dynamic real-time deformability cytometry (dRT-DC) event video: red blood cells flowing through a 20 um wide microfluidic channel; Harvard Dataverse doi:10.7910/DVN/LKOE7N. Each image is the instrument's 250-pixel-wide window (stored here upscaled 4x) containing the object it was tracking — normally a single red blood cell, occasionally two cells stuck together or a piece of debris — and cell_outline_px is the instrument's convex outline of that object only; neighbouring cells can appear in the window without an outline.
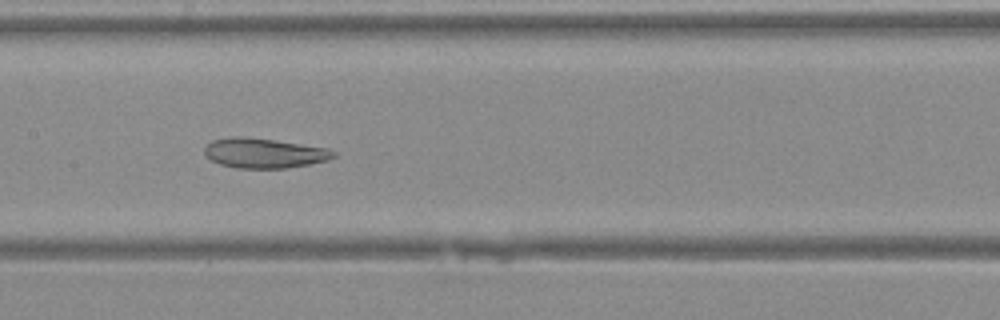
{"species": "Egyptian fruit bat (a non-hibernating species)", "species_latin": "Rousettus aegyptiacus", "temperature_condition": "warm", "stored_images_in_passage": 43, "camera_frame_rate_fps": 3000, "um_per_image_px": 0.085, "animal": {"sex": "female"}, "frame": {"image": 1, "passage_image": 22, "time_ms": 7.0, "image_size_px": [1000, 320], "cell_outline_px": [[336, 156], [328, 160], [308, 164], [284, 168], [236, 168], [220, 164], [212, 160], [204, 152], [204, 148], [212, 140], [232, 136], [240, 136], [276, 140], [328, 148], [336, 152]], "centroid_in_image_um": [22.46, 13.0], "position_along_channel_um": 184.9, "area_um2": 22.37}}
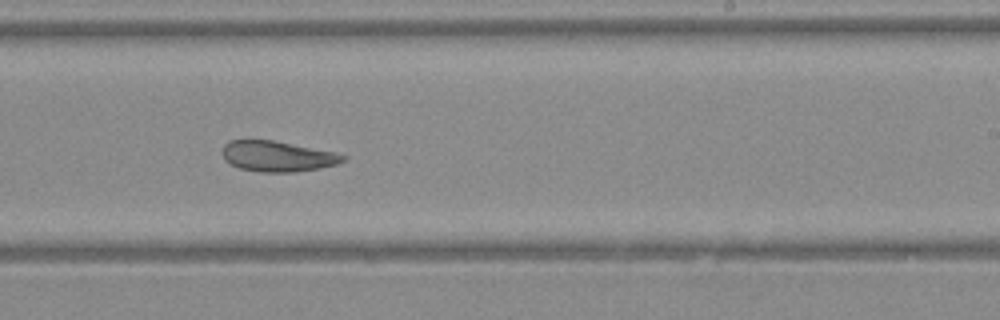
{"frame": {"image": 2, "passage_image": 27, "time_ms": 8.667, "image_size_px": [1000, 320], "cell_outline_px": [[348, 156], [344, 160], [336, 164], [320, 168], [296, 172], [260, 172], [240, 168], [224, 160], [224, 144], [228, 140], [272, 140], [336, 152]], "centroid_in_image_um": [23.61, 13.28], "position_along_channel_um": 265.4, "area_um2": 21.39}}
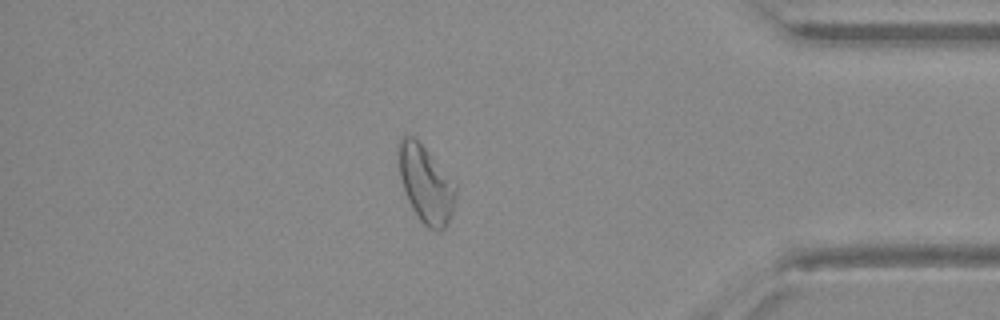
{"frame": {"image": 3, "passage_image": 37, "time_ms": 12.0, "image_size_px": [1000, 320], "cell_outline_px": [[456, 196], [452, 212], [444, 228], [436, 232], [428, 228], [420, 220], [408, 200], [400, 176], [400, 136], [404, 132], [412, 136], [424, 148], [456, 184]], "centroid_in_image_um": [36.21, 15.67], "position_along_channel_um": 399.0, "area_um2": 24.91}}